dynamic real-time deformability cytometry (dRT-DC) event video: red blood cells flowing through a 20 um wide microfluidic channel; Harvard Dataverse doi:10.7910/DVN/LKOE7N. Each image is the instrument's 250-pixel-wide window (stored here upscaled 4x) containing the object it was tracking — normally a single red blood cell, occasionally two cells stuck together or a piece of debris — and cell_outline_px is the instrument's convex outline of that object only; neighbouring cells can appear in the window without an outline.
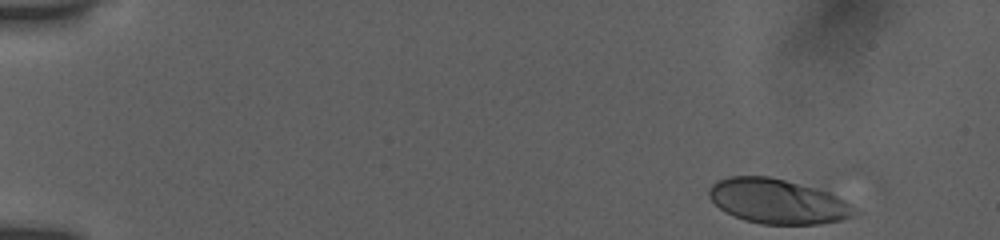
{"species": "human", "species_latin": "Homo sapiens", "temperature_condition": "room temperature", "stored_images_in_passage": 48, "camera_frame_rate_fps": 3000, "um_per_image_px": 0.085, "donor": {"sex": "female"}, "frame": {"image": 1, "passage_image": 1, "time_ms": 0.0, "image_size_px": [1000, 240], "cell_outline_px": [[864, 212], [856, 216], [840, 220], [820, 224], [760, 224], [744, 220], [724, 212], [708, 196], [708, 188], [716, 180], [728, 176], [768, 176], [820, 188], [836, 196]], "centroid_in_image_um": [66.13, 17.11], "position_along_channel_um": 18.9, "area_um2": 38.44}}
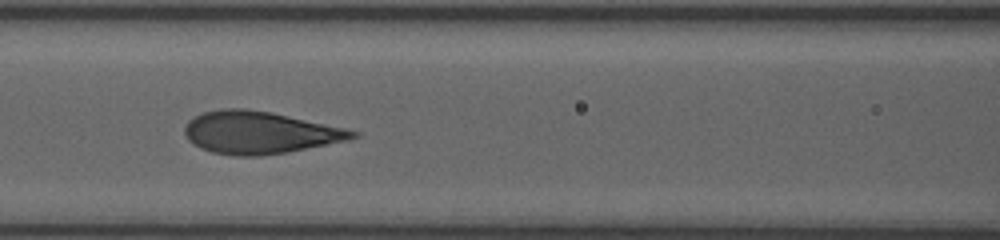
{"frame": {"image": 2, "passage_image": 21, "time_ms": 6.667, "image_size_px": [1000, 240], "cell_outline_px": [[360, 136], [348, 140], [288, 152], [260, 156], [236, 156], [212, 152], [200, 148], [188, 140], [184, 132], [184, 128], [188, 120], [204, 112], [220, 108], [244, 108], [272, 112], [348, 128], [360, 132]], "centroid_in_image_um": [22.09, 11.26], "position_along_channel_um": 144.5, "area_um2": 41.73}}
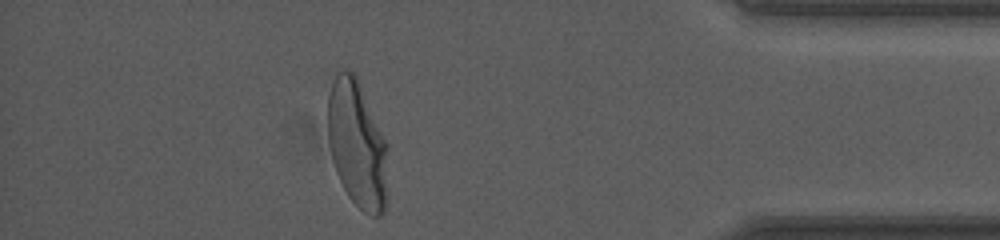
{"frame": {"image": 3, "passage_image": 42, "time_ms": 14.333, "image_size_px": [1000, 240], "cell_outline_px": [[388, 148], [384, 212], [380, 216], [372, 216], [364, 212], [348, 196], [336, 172], [328, 140], [328, 96], [332, 84], [336, 76], [344, 68], [348, 68], [356, 76], [388, 144]], "centroid_in_image_um": [30.36, 12.26], "position_along_channel_um": 404.8, "area_um2": 44.16}, "authors_computed_cell_mechanics": {"area_um2": 41.4715, "velocity_mm_per_s": 3.8354, "shape_relaxation_time_tau1_ms": 3.4274, "shape_relaxation_time_tau2_ms": null, "deformation_change_tau1": 0.1951, "deformation_change_tau2": null}}